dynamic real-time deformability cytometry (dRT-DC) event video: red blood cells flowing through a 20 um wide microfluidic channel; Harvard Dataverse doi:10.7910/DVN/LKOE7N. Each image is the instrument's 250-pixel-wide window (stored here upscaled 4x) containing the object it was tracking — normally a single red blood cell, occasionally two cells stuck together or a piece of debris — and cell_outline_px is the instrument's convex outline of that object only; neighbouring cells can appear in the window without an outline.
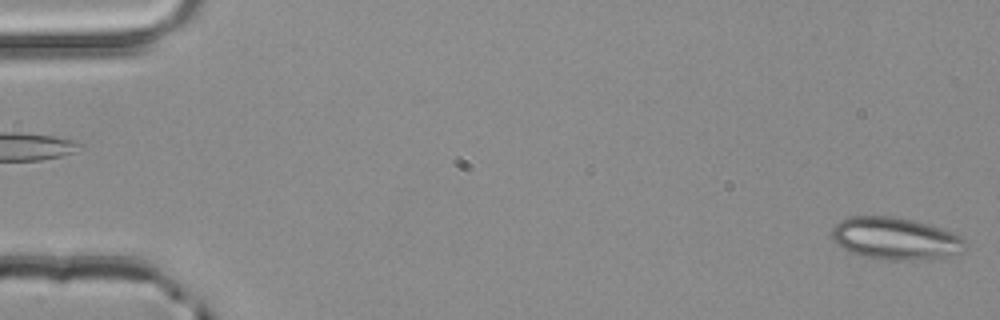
{"species": "common noctule bat (a hibernating species)", "species_latin": "Nyctalus noctula", "temperature_condition": "room temperature", "stored_images_in_passage": 2, "camera_frame_rate_fps": 3000, "um_per_image_px": 0.085, "animal": {"sex": "male", "body_mass_g": 20.4}, "frame": {"image": 1, "passage_image": 2, "time_ms": 0.333, "image_size_px": [1000, 320], "cell_outline_px": [[968, 244], [960, 252], [944, 256], [916, 260], [884, 260], [864, 256], [848, 252], [840, 248], [836, 244], [832, 236], [832, 228], [840, 220], [848, 216], [892, 216], [912, 220], [940, 228], [952, 232], [960, 236]], "centroid_in_image_um": [76.05, 20.27], "position_along_channel_um": 9.0, "area_um2": 32.77}}